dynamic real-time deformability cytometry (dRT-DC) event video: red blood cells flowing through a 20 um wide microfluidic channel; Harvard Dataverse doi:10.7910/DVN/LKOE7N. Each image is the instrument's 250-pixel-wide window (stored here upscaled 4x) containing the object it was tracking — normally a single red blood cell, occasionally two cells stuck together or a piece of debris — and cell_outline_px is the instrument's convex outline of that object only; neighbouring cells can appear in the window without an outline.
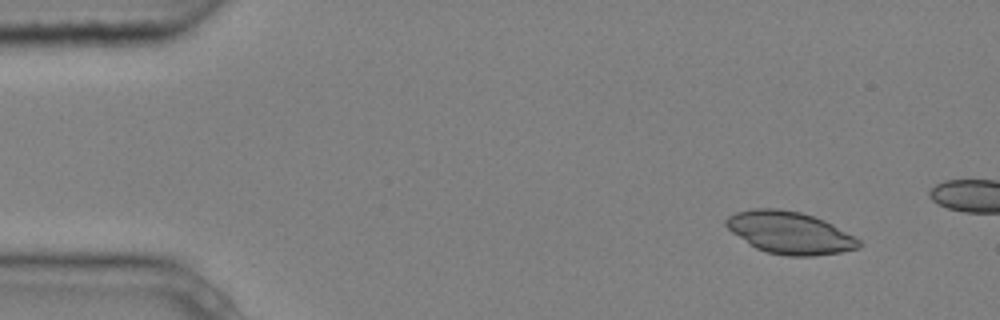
{"species": "common noctule bat (a hibernating species)", "species_latin": "Nyctalus noctula", "temperature_condition": "cold", "stored_images_in_passage": 4, "camera_frame_rate_fps": 3000, "um_per_image_px": 0.085, "animal": {"sex": "male", "body_mass_g": 20.4}, "frame": {"image": 1, "passage_image": 1, "time_ms": 0.0, "image_size_px": [1000, 320], "cell_outline_px": [[860, 248], [840, 252], [812, 256], [788, 256], [768, 252], [756, 248], [732, 232], [724, 224], [724, 220], [728, 216], [736, 212], [752, 208], [780, 208], [800, 212], [824, 220], [832, 224], [860, 240]], "centroid_in_image_um": [67.11, 19.77], "position_along_channel_um": 17.9, "area_um2": 32.48}}